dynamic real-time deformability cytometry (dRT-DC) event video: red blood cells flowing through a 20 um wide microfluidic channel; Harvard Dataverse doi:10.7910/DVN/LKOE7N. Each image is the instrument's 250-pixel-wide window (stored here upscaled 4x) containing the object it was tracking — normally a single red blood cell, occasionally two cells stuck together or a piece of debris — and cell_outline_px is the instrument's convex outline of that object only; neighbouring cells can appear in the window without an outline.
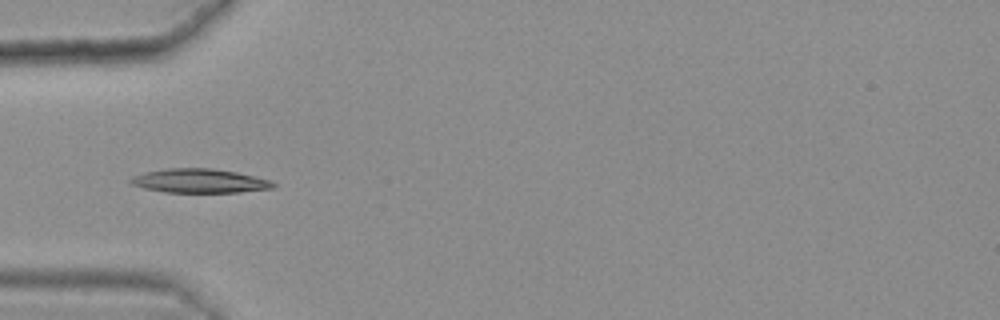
{"species": "common noctule bat (a hibernating species)", "species_latin": "Nyctalus noctula", "temperature_condition": "warm", "stored_images_in_passage": 11, "camera_frame_rate_fps": 3000, "um_per_image_px": 0.085, "animal": {"sex": "female", "body_mass_g": 25.1}, "frame": {"image": 1, "passage_image": 4, "time_ms": 1.0, "image_size_px": [1000, 320], "cell_outline_px": [[276, 184], [272, 188], [240, 192], [164, 192], [144, 188], [132, 184], [128, 180], [132, 176], [148, 172], [168, 168], [212, 168], [236, 172], [272, 180]], "centroid_in_image_um": [16.98, 15.37], "position_along_channel_um": 68.0, "area_um2": 19.83}}